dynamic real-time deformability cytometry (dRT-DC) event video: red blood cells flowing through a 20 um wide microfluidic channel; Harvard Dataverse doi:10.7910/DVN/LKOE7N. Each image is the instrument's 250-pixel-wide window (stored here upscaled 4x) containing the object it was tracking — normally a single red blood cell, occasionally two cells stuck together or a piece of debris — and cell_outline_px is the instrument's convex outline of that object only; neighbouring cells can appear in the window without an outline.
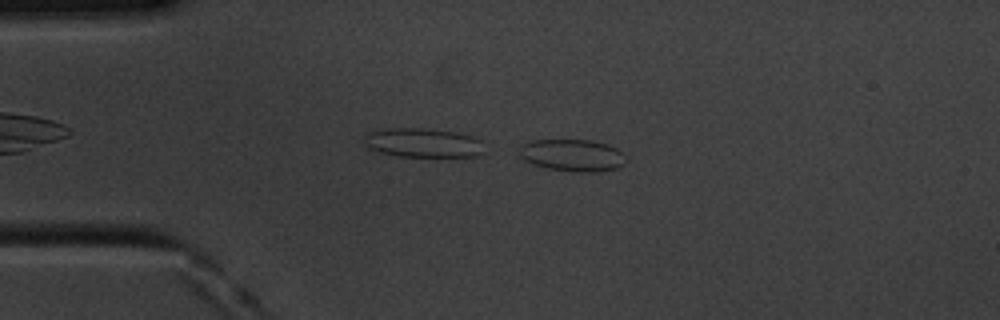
{"species": "common noctule bat (a hibernating species)", "species_latin": "Nyctalus noctula", "temperature_condition": "cold", "stored_images_in_passage": 14, "camera_frame_rate_fps": 3000, "um_per_image_px": 0.085, "animal": {"sex": "male", "body_mass_g": 20.1, "forearm_length_mm": 53.5}, "frame": {"image": 1, "passage_image": 1, "time_ms": 0.0, "image_size_px": [1000, 320], "cell_outline_px": [[628, 160], [624, 164], [616, 168], [596, 172], [576, 172], [544, 168], [532, 164], [524, 160], [520, 156], [520, 144], [532, 140], [592, 140], [608, 144], [624, 152], [628, 156]], "centroid_in_image_um": [48.69, 13.2], "position_along_channel_um": 36.3, "area_um2": 20.35}}
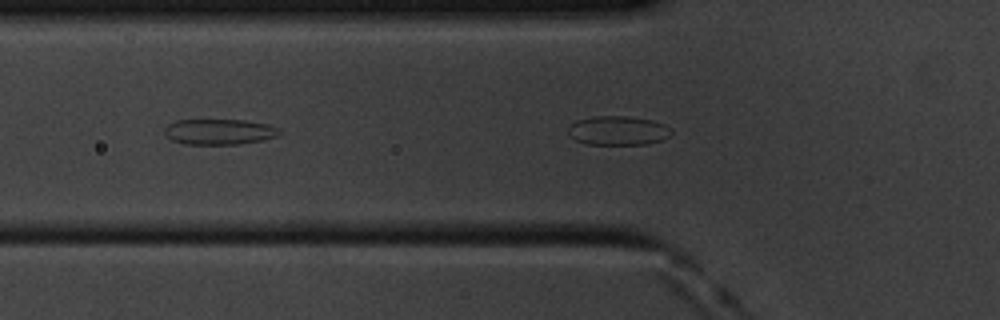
{"frame": {"image": 2, "passage_image": 7, "time_ms": 2.0, "image_size_px": [1000, 320], "cell_outline_px": [[280, 136], [264, 140], [240, 144], [184, 144], [172, 140], [164, 132], [164, 128], [168, 124], [176, 120], [244, 120], [268, 124], [280, 128]], "centroid_in_image_um": [18.68, 11.2], "position_along_channel_um": 107.1, "area_um2": 17.28}}